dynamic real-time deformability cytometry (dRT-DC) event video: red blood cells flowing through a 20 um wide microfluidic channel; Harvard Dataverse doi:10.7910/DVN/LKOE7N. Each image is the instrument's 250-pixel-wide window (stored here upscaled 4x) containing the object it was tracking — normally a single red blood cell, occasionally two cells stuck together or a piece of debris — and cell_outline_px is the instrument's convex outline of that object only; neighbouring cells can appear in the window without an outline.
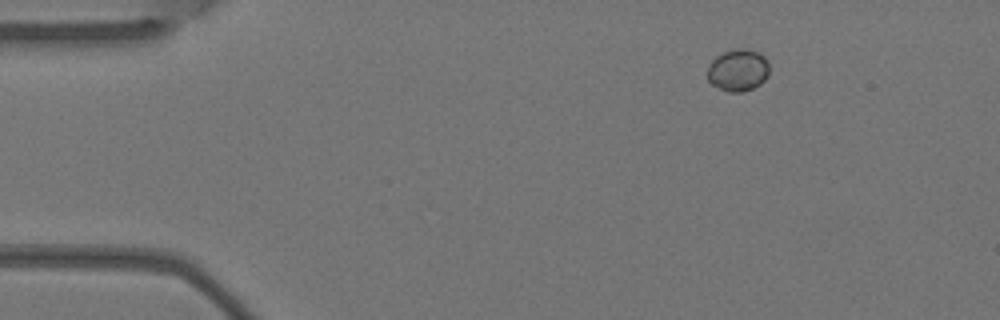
{"species": "Egyptian fruit bat (a non-hibernating species)", "species_latin": "Rousettus aegyptiacus", "temperature_condition": "warm", "stored_images_in_passage": 8, "camera_frame_rate_fps": 3000, "um_per_image_px": 0.085, "animal": {"sex": "female"}, "frame": {"image": 1, "passage_image": 1, "time_ms": 0.0, "image_size_px": [1000, 320], "cell_outline_px": [[768, 76], [760, 84], [744, 92], [728, 92], [712, 84], [708, 80], [708, 64], [716, 56], [724, 52], [736, 48], [744, 48], [760, 52], [768, 60]], "centroid_in_image_um": [62.74, 5.95], "position_along_channel_um": 22.3, "area_um2": 15.26}}
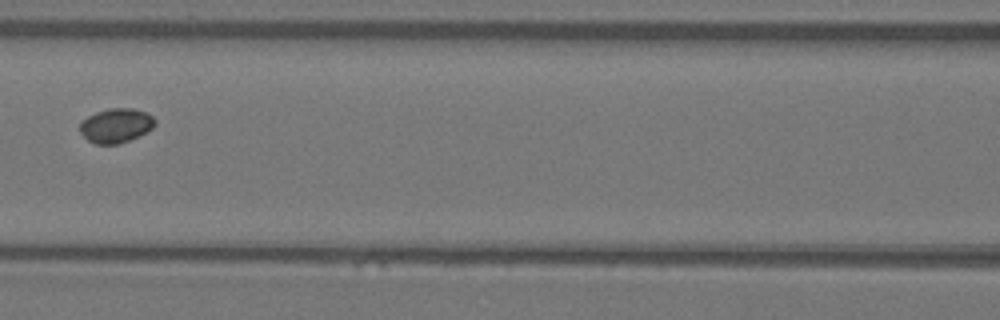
{"frame": {"image": 2, "passage_image": 5, "time_ms": 1.333, "image_size_px": [1000, 320], "cell_outline_px": [[156, 124], [152, 128], [128, 140], [116, 144], [96, 144], [88, 140], [80, 132], [80, 124], [88, 116], [96, 112], [108, 108], [132, 108], [148, 112], [156, 120]], "centroid_in_image_um": [9.87, 10.65], "position_along_channel_um": 156.7, "area_um2": 14.85}}
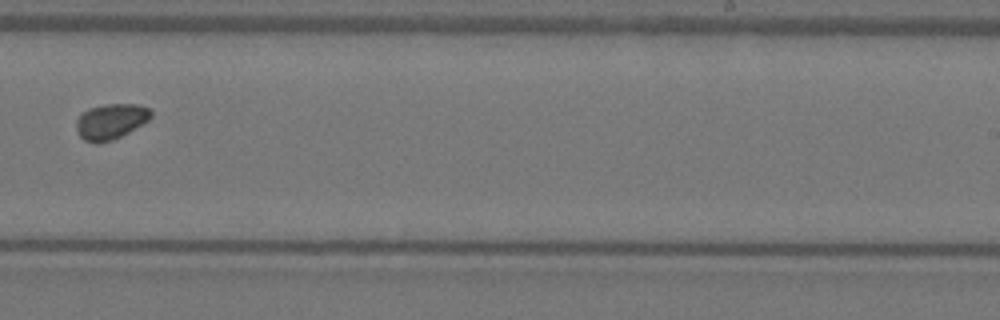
{"frame": {"image": 3, "passage_image": 8, "time_ms": 2.333, "image_size_px": [1000, 320], "cell_outline_px": [[152, 116], [148, 120], [128, 132], [112, 140], [100, 144], [96, 144], [84, 140], [76, 132], [76, 120], [88, 108], [104, 104], [140, 104], [148, 108], [152, 112]], "centroid_in_image_um": [9.39, 10.32], "position_along_channel_um": 279.6, "area_um2": 15.49}}